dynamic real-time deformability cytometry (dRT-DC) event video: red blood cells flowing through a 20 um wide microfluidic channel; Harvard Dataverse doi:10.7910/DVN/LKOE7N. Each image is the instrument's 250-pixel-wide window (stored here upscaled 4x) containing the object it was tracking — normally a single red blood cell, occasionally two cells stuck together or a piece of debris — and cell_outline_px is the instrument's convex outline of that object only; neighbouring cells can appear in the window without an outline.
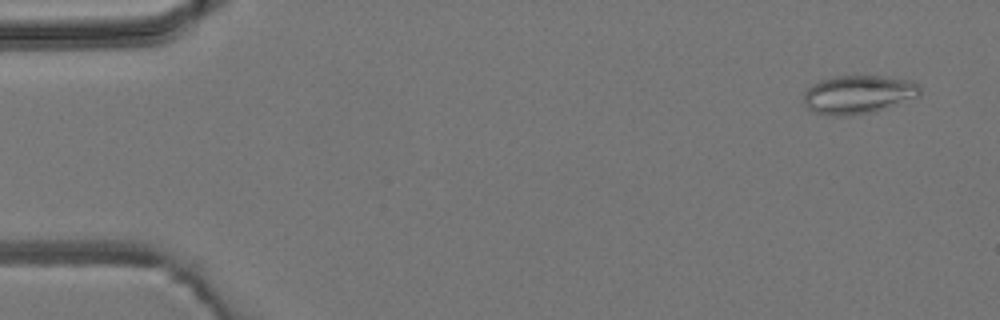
{"species": "common noctule bat (a hibernating species)", "species_latin": "Nyctalus noctula", "temperature_condition": "room temperature", "stored_images_in_passage": 4, "camera_frame_rate_fps": 3000, "um_per_image_px": 0.085, "animal": {"sex": "male", "body_mass_g": 19.2, "forearm_length_mm": 51.8}, "frame": {"image": 1, "passage_image": 1, "time_ms": 0.0, "image_size_px": [1000, 320], "cell_outline_px": [[920, 92], [916, 96], [876, 112], [848, 116], [832, 116], [816, 112], [808, 108], [804, 104], [804, 92], [812, 84], [820, 80], [832, 76], [880, 76], [912, 80], [920, 84]], "centroid_in_image_um": [72.93, 8.03], "position_along_channel_um": 12.1, "area_um2": 26.13}}